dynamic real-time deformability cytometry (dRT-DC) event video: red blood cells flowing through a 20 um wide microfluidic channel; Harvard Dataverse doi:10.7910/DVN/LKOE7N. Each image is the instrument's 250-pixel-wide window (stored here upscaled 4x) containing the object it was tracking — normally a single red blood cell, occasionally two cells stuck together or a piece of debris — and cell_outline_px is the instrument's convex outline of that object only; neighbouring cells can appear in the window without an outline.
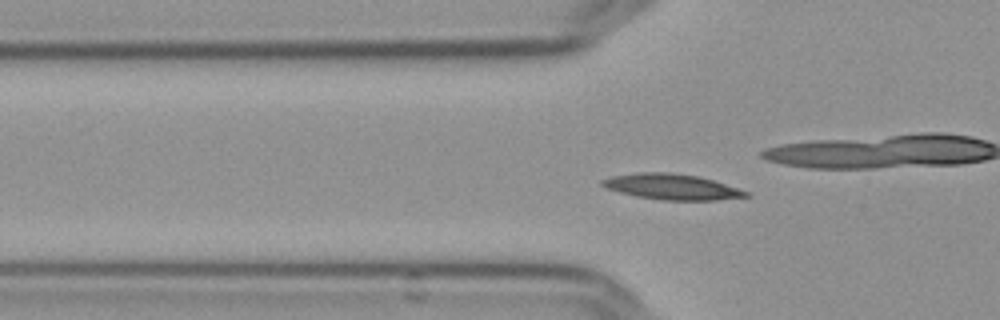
{"species": "Egyptian fruit bat (a non-hibernating species)", "species_latin": "Rousettus aegyptiacus", "temperature_condition": "cold", "stored_images_in_passage": 54, "camera_frame_rate_fps": 3000, "um_per_image_px": 0.085, "frame": {"image": 1, "passage_image": 16, "time_ms": 5.0, "image_size_px": [1000, 320], "cell_outline_px": [[752, 196], [716, 200], [660, 200], [636, 196], [620, 192], [608, 188], [600, 184], [600, 180], [612, 176], [640, 172], [668, 172], [696, 176], [712, 180], [748, 192]], "centroid_in_image_um": [57.08, 15.88], "position_along_channel_um": 68.7, "area_um2": 21.21}, "authors_computed_cell_mechanics": {"area_um2": 19.2474, "velocity_mm_per_s": 3.6046, "shape_relaxation_time_tau1_ms": 4.617, "shape_relaxation_time_tau2_ms": null, "deformation_change_tau1": 0.1346, "deformation_change_tau2": null}}